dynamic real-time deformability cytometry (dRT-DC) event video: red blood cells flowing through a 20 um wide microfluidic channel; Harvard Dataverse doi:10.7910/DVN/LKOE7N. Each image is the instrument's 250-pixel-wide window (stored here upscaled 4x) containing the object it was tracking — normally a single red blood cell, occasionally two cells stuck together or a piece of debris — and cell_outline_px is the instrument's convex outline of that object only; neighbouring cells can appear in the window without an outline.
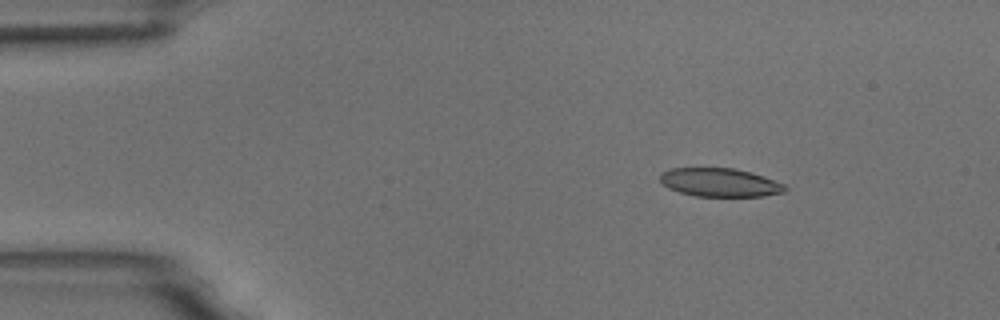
{"species": "common noctule bat (a hibernating species)", "species_latin": "Nyctalus noctula", "temperature_condition": "room temperature", "stored_images_in_passage": 5, "camera_frame_rate_fps": 3000, "um_per_image_px": 0.085, "animal": {"sex": "male", "body_mass_g": 18.8}, "frame": {"image": 1, "passage_image": 2, "time_ms": 2.0, "image_size_px": [1000, 320], "cell_outline_px": [[788, 188], [784, 192], [764, 196], [696, 196], [680, 192], [668, 188], [660, 180], [660, 176], [664, 172], [672, 168], [732, 168], [752, 172], [784, 184]], "centroid_in_image_um": [61.21, 15.51], "position_along_channel_um": 23.8, "area_um2": 20.58}}
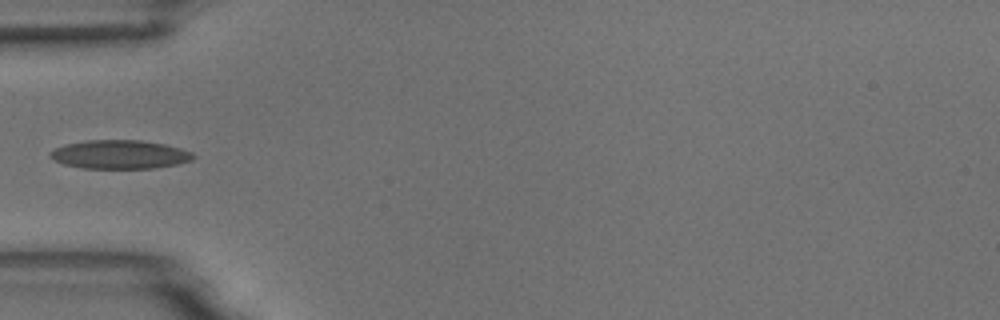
{"frame": {"image": 2, "passage_image": 5, "time_ms": 5.333, "image_size_px": [1000, 320], "cell_outline_px": [[196, 156], [192, 160], [176, 164], [152, 168], [84, 168], [64, 164], [48, 156], [48, 152], [64, 144], [88, 140], [140, 140], [164, 144], [180, 148], [192, 152]], "centroid_in_image_um": [10.17, 13.12], "position_along_channel_um": 74.8, "area_um2": 23.81}}